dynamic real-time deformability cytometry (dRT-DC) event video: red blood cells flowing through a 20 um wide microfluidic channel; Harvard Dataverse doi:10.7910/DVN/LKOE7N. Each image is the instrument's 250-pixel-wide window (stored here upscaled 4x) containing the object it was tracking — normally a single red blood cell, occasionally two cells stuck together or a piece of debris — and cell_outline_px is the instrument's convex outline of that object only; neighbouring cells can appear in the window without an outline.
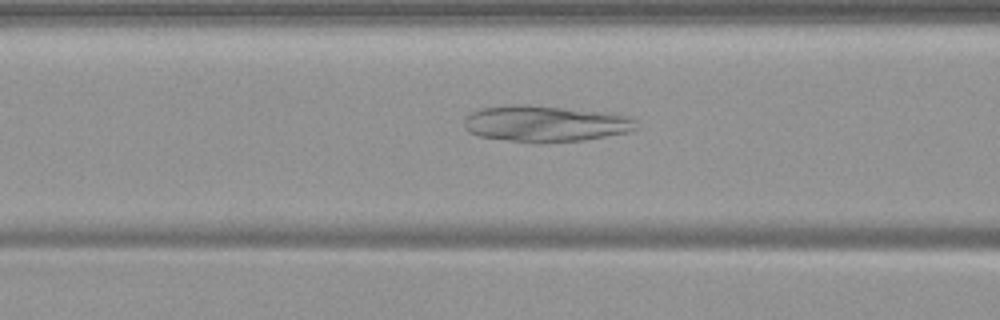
{"species": "common noctule bat (a hibernating species)", "species_latin": "Nyctalus noctula", "temperature_condition": "warm", "stored_images_in_passage": 54, "camera_frame_rate_fps": 3000, "um_per_image_px": 0.085, "animal": {"sex": "female", "body_mass_g": 19.9}, "frame": {"image": 1, "passage_image": 22, "time_ms": 7.0, "image_size_px": [1000, 320], "cell_outline_px": [[636, 128], [628, 132], [584, 140], [540, 144], [536, 144], [480, 136], [468, 132], [464, 128], [464, 120], [472, 112], [480, 108], [508, 104], [524, 104], [604, 112], [632, 116], [636, 120]], "centroid_in_image_um": [46.34, 10.52], "position_along_channel_um": 120.3, "area_um2": 36.65}}
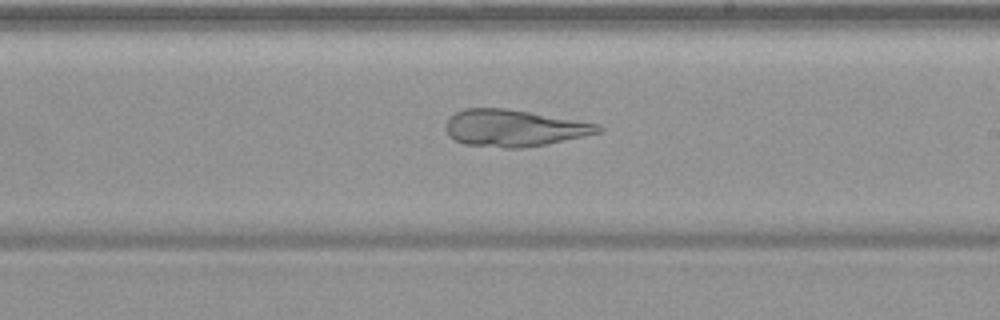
{"frame": {"image": 2, "passage_image": 32, "time_ms": 10.333, "image_size_px": [1000, 320], "cell_outline_px": [[604, 132], [544, 144], [520, 148], [508, 148], [464, 144], [448, 136], [444, 124], [456, 112], [464, 108], [504, 108], [600, 124], [604, 128]], "centroid_in_image_um": [43.69, 10.88], "position_along_channel_um": 245.3, "area_um2": 32.43}}
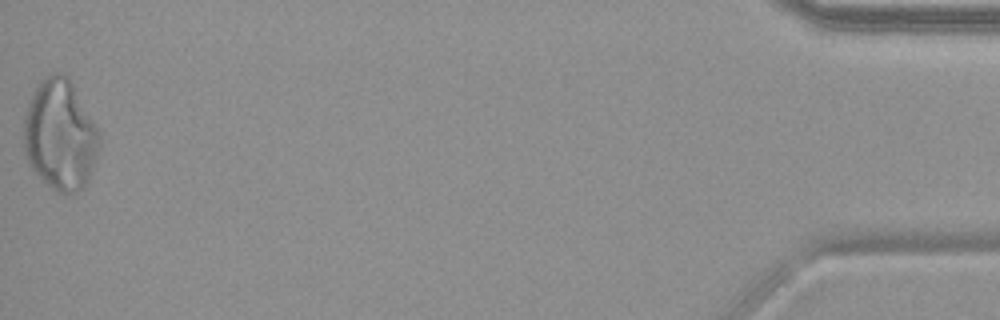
{"frame": {"image": 3, "passage_image": 54, "time_ms": 17.667, "image_size_px": [1000, 320], "cell_outline_px": [[100, 148], [88, 180], [76, 192], [56, 192], [32, 168], [24, 152], [24, 116], [28, 104], [40, 80], [44, 76], [52, 72], [60, 72], [68, 76], [96, 124], [100, 132]], "centroid_in_image_um": [5.13, 11.43], "position_along_channel_um": 430.1, "area_um2": 48.49}}